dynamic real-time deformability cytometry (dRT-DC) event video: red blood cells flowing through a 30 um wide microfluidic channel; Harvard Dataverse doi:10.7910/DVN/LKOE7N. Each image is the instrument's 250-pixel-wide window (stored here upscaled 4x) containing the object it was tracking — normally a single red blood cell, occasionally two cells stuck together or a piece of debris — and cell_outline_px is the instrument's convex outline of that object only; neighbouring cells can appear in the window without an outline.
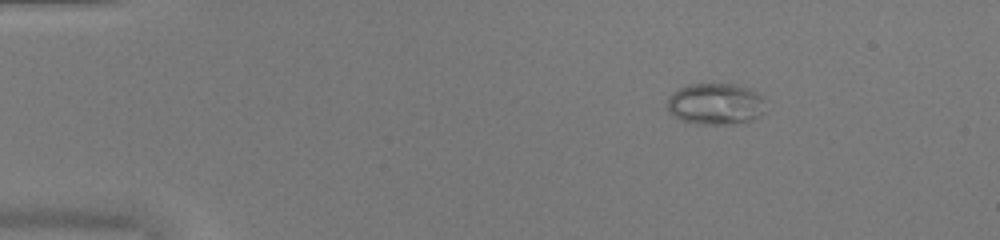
{"species": "common noctule bat (a hibernating species)", "species_latin": "Nyctalus noctula", "temperature_condition": "warm", "stored_images_in_passage": 50, "camera_frame_rate_fps": 3000, "um_per_image_px": 0.085, "animal": {"sex": "female", "body_mass_g": 20.0, "forearm_length_mm": 54.0}, "frame": {"image": 1, "passage_image": 7, "time_ms": 2.0, "image_size_px": [1000, 240], "cell_outline_px": [[768, 112], [752, 120], [732, 124], [696, 124], [684, 120], [668, 112], [668, 96], [672, 92], [680, 88], [692, 84], [736, 84], [748, 88], [760, 96], [764, 100]], "centroid_in_image_um": [60.86, 8.84], "position_along_channel_um": 24.1, "area_um2": 23.87}}
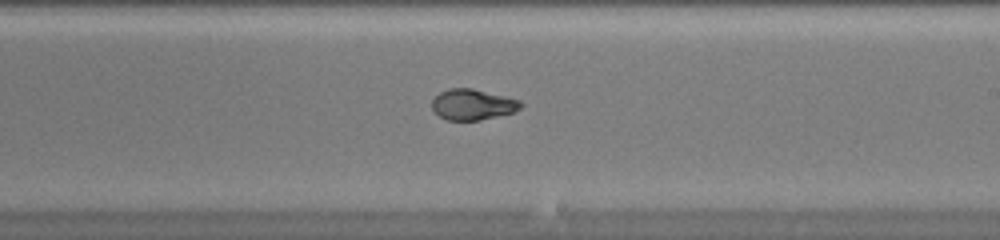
{"frame": {"image": 2, "passage_image": 30, "time_ms": 9.667, "image_size_px": [1000, 240], "cell_outline_px": [[524, 104], [520, 108], [512, 112], [480, 120], [448, 120], [440, 116], [432, 108], [432, 100], [440, 92], [448, 88], [472, 88], [520, 100]], "centroid_in_image_um": [40.17, 8.87], "position_along_channel_um": 248.8, "area_um2": 15.72}}
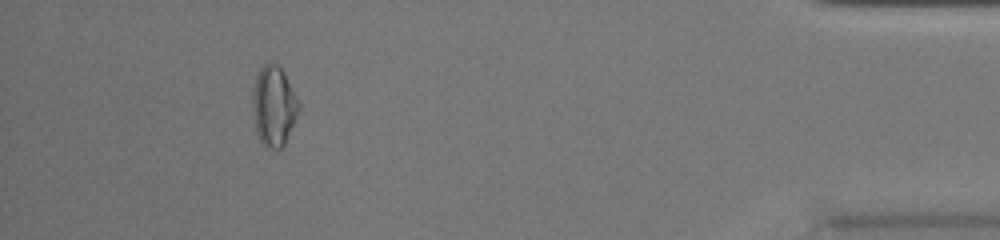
{"frame": {"image": 3, "passage_image": 46, "time_ms": 15.0, "image_size_px": [1000, 240], "cell_outline_px": [[300, 108], [284, 144], [280, 148], [264, 148], [256, 132], [252, 108], [252, 92], [256, 72], [268, 60], [276, 64], [284, 72], [300, 104]], "centroid_in_image_um": [23.24, 8.98], "position_along_channel_um": 412.0, "area_um2": 21.68}, "authors_computed_cell_mechanics": {"area_um2": 18.8428, "velocity_mm_per_s": 4.087, "shape_relaxation_time_tau1_ms": 5.2132, "shape_relaxation_time_tau2_ms": 0.9299, "deformation_change_tau1": 0.2388, "deformation_change_tau2": 0.0391}}